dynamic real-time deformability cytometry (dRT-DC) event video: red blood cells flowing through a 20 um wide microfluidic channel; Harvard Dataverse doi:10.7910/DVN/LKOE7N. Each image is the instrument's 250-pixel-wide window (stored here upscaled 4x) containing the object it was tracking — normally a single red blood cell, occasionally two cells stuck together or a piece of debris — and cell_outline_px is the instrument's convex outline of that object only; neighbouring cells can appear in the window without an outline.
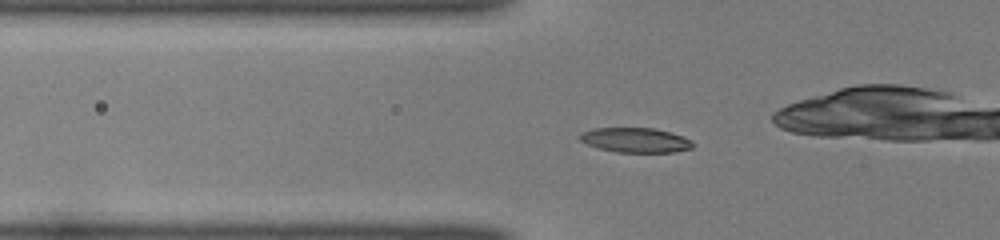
{"species": "common noctule bat (a hibernating species)", "species_latin": "Nyctalus noctula", "temperature_condition": "room temperature", "stored_images_in_passage": 37, "camera_frame_rate_fps": 3000, "um_per_image_px": 0.085, "animal": {"sex": "female", "body_mass_g": 22.0, "forearm_length_mm": 56.7}, "frame": {"image": 1, "passage_image": 4, "time_ms": 1.0, "image_size_px": [1000, 240], "cell_outline_px": [[696, 144], [692, 148], [672, 152], [616, 152], [600, 148], [588, 144], [580, 140], [576, 136], [580, 132], [592, 128], [656, 128], [672, 132], [684, 136], [692, 140]], "centroid_in_image_um": [54.03, 11.89], "position_along_channel_um": 71.8, "area_um2": 16.53}}
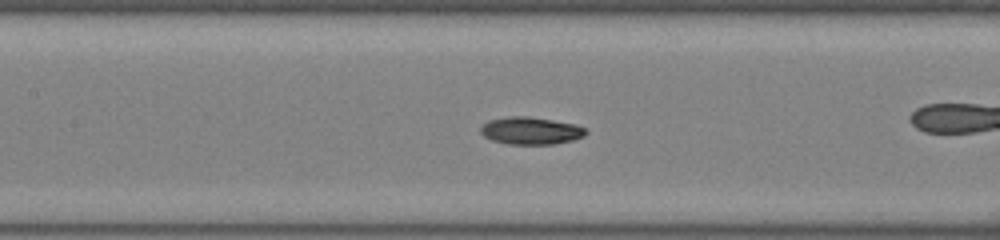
{"frame": {"image": 2, "passage_image": 11, "time_ms": 3.333, "image_size_px": [1000, 240], "cell_outline_px": [[588, 132], [584, 136], [572, 140], [552, 144], [508, 144], [492, 140], [484, 136], [480, 132], [480, 128], [488, 120], [508, 116], [528, 116], [576, 124], [584, 128]], "centroid_in_image_um": [45.1, 11.1], "position_along_channel_um": 162.3, "area_um2": 16.76}}
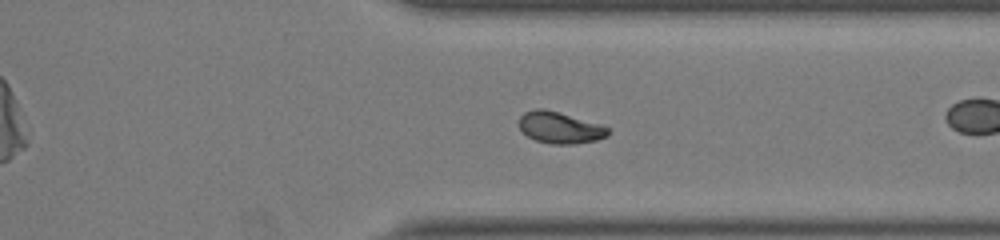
{"frame": {"image": 3, "passage_image": 26, "time_ms": 8.333, "image_size_px": [1000, 240], "cell_outline_px": [[612, 132], [608, 136], [596, 140], [576, 144], [552, 144], [536, 140], [528, 136], [520, 128], [520, 116], [524, 112], [536, 108], [544, 108], [604, 124]], "centroid_in_image_um": [47.66, 10.84], "position_along_channel_um": 363.7, "area_um2": 16.59}, "authors_computed_cell_mechanics": {"area_um2": 16.5886, "velocity_mm_per_s": 4.0187, "shape_relaxation_time_tau1_ms": 5.4179, "shape_relaxation_time_tau2_ms": 2.4988, "deformation_change_tau1": 0.1737, "deformation_change_tau2": 0.0616}}